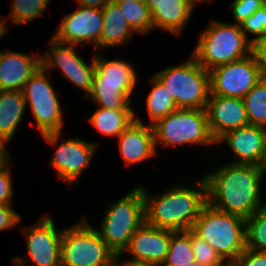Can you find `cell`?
I'll use <instances>...</instances> for the list:
<instances>
[{"mask_svg":"<svg viewBox=\"0 0 266 266\" xmlns=\"http://www.w3.org/2000/svg\"><path fill=\"white\" fill-rule=\"evenodd\" d=\"M264 173V167L253 164L229 163L217 168L204 177L207 202L218 210L250 217L264 206L260 199Z\"/></svg>","mask_w":266,"mask_h":266,"instance_id":"1","label":"cell"},{"mask_svg":"<svg viewBox=\"0 0 266 266\" xmlns=\"http://www.w3.org/2000/svg\"><path fill=\"white\" fill-rule=\"evenodd\" d=\"M195 187L194 190L177 185L156 197L148 196L143 187L145 223L174 232L192 229L207 203L204 177L195 182Z\"/></svg>","mask_w":266,"mask_h":266,"instance_id":"2","label":"cell"},{"mask_svg":"<svg viewBox=\"0 0 266 266\" xmlns=\"http://www.w3.org/2000/svg\"><path fill=\"white\" fill-rule=\"evenodd\" d=\"M191 230L212 246L227 264H232L246 249V219L218 210L208 202Z\"/></svg>","mask_w":266,"mask_h":266,"instance_id":"3","label":"cell"},{"mask_svg":"<svg viewBox=\"0 0 266 266\" xmlns=\"http://www.w3.org/2000/svg\"><path fill=\"white\" fill-rule=\"evenodd\" d=\"M195 47L192 55L207 71L253 53V43L245 36L240 24L217 23L214 20L200 32Z\"/></svg>","mask_w":266,"mask_h":266,"instance_id":"4","label":"cell"},{"mask_svg":"<svg viewBox=\"0 0 266 266\" xmlns=\"http://www.w3.org/2000/svg\"><path fill=\"white\" fill-rule=\"evenodd\" d=\"M95 56V73L91 99L95 106L109 110H132L131 94L136 86L134 68L123 60L107 61L98 53Z\"/></svg>","mask_w":266,"mask_h":266,"instance_id":"5","label":"cell"},{"mask_svg":"<svg viewBox=\"0 0 266 266\" xmlns=\"http://www.w3.org/2000/svg\"><path fill=\"white\" fill-rule=\"evenodd\" d=\"M145 222L143 188L137 187L109 205L96 231L117 256L123 255L134 232Z\"/></svg>","mask_w":266,"mask_h":266,"instance_id":"6","label":"cell"},{"mask_svg":"<svg viewBox=\"0 0 266 266\" xmlns=\"http://www.w3.org/2000/svg\"><path fill=\"white\" fill-rule=\"evenodd\" d=\"M175 100L178 108L205 109L210 94V73L192 55L180 66L167 67L154 75Z\"/></svg>","mask_w":266,"mask_h":266,"instance_id":"7","label":"cell"},{"mask_svg":"<svg viewBox=\"0 0 266 266\" xmlns=\"http://www.w3.org/2000/svg\"><path fill=\"white\" fill-rule=\"evenodd\" d=\"M45 72L41 65L26 82L22 93L26 105H30L42 136L48 143L57 146L64 121L57 94L47 80Z\"/></svg>","mask_w":266,"mask_h":266,"instance_id":"8","label":"cell"},{"mask_svg":"<svg viewBox=\"0 0 266 266\" xmlns=\"http://www.w3.org/2000/svg\"><path fill=\"white\" fill-rule=\"evenodd\" d=\"M85 218L61 236V266H106L117 256Z\"/></svg>","mask_w":266,"mask_h":266,"instance_id":"9","label":"cell"},{"mask_svg":"<svg viewBox=\"0 0 266 266\" xmlns=\"http://www.w3.org/2000/svg\"><path fill=\"white\" fill-rule=\"evenodd\" d=\"M155 149L158 143L164 146L180 144H213L205 109L179 108L151 125Z\"/></svg>","mask_w":266,"mask_h":266,"instance_id":"10","label":"cell"},{"mask_svg":"<svg viewBox=\"0 0 266 266\" xmlns=\"http://www.w3.org/2000/svg\"><path fill=\"white\" fill-rule=\"evenodd\" d=\"M210 93L225 97L243 98L266 76L254 53L217 66L209 71Z\"/></svg>","mask_w":266,"mask_h":266,"instance_id":"11","label":"cell"},{"mask_svg":"<svg viewBox=\"0 0 266 266\" xmlns=\"http://www.w3.org/2000/svg\"><path fill=\"white\" fill-rule=\"evenodd\" d=\"M26 229V230H25ZM29 259L14 257V265H25L29 260L35 266H61V236L63 230L56 231L52 218L42 217L36 225L24 227Z\"/></svg>","mask_w":266,"mask_h":266,"instance_id":"12","label":"cell"},{"mask_svg":"<svg viewBox=\"0 0 266 266\" xmlns=\"http://www.w3.org/2000/svg\"><path fill=\"white\" fill-rule=\"evenodd\" d=\"M49 52L41 55V65L45 70L59 67L64 77L85 92V97L91 93L95 73V56L91 65L85 63L82 57L76 55L75 45L61 43L53 37L49 42Z\"/></svg>","mask_w":266,"mask_h":266,"instance_id":"13","label":"cell"},{"mask_svg":"<svg viewBox=\"0 0 266 266\" xmlns=\"http://www.w3.org/2000/svg\"><path fill=\"white\" fill-rule=\"evenodd\" d=\"M79 6V9L64 16L52 37L61 43L77 46L91 42L98 47L104 27L102 9Z\"/></svg>","mask_w":266,"mask_h":266,"instance_id":"14","label":"cell"},{"mask_svg":"<svg viewBox=\"0 0 266 266\" xmlns=\"http://www.w3.org/2000/svg\"><path fill=\"white\" fill-rule=\"evenodd\" d=\"M171 231L150 226L145 222L134 232L124 250L133 257L124 263L162 266L169 251Z\"/></svg>","mask_w":266,"mask_h":266,"instance_id":"15","label":"cell"},{"mask_svg":"<svg viewBox=\"0 0 266 266\" xmlns=\"http://www.w3.org/2000/svg\"><path fill=\"white\" fill-rule=\"evenodd\" d=\"M205 110L209 131L216 142L226 132L249 125L243 98L210 93Z\"/></svg>","mask_w":266,"mask_h":266,"instance_id":"16","label":"cell"},{"mask_svg":"<svg viewBox=\"0 0 266 266\" xmlns=\"http://www.w3.org/2000/svg\"><path fill=\"white\" fill-rule=\"evenodd\" d=\"M225 141L236 156L232 163L253 164L264 167L266 164V130L257 125H246L226 132L216 143Z\"/></svg>","mask_w":266,"mask_h":266,"instance_id":"17","label":"cell"},{"mask_svg":"<svg viewBox=\"0 0 266 266\" xmlns=\"http://www.w3.org/2000/svg\"><path fill=\"white\" fill-rule=\"evenodd\" d=\"M96 149V144L81 139L62 140L50 165L64 181L72 185L86 167L90 166Z\"/></svg>","mask_w":266,"mask_h":266,"instance_id":"18","label":"cell"},{"mask_svg":"<svg viewBox=\"0 0 266 266\" xmlns=\"http://www.w3.org/2000/svg\"><path fill=\"white\" fill-rule=\"evenodd\" d=\"M118 138L120 153L126 165L150 159L157 152L152 126L143 124L138 117Z\"/></svg>","mask_w":266,"mask_h":266,"instance_id":"19","label":"cell"},{"mask_svg":"<svg viewBox=\"0 0 266 266\" xmlns=\"http://www.w3.org/2000/svg\"><path fill=\"white\" fill-rule=\"evenodd\" d=\"M34 55V56H33ZM4 51L0 64V90L21 91L41 66V55Z\"/></svg>","mask_w":266,"mask_h":266,"instance_id":"20","label":"cell"},{"mask_svg":"<svg viewBox=\"0 0 266 266\" xmlns=\"http://www.w3.org/2000/svg\"><path fill=\"white\" fill-rule=\"evenodd\" d=\"M152 18L153 28L180 36L193 9L184 0H145Z\"/></svg>","mask_w":266,"mask_h":266,"instance_id":"21","label":"cell"},{"mask_svg":"<svg viewBox=\"0 0 266 266\" xmlns=\"http://www.w3.org/2000/svg\"><path fill=\"white\" fill-rule=\"evenodd\" d=\"M26 107L21 91L0 90V140L6 145L17 132Z\"/></svg>","mask_w":266,"mask_h":266,"instance_id":"22","label":"cell"},{"mask_svg":"<svg viewBox=\"0 0 266 266\" xmlns=\"http://www.w3.org/2000/svg\"><path fill=\"white\" fill-rule=\"evenodd\" d=\"M102 15L104 27L98 43L99 48L122 45L129 40L132 32H135L115 1L111 0L102 8Z\"/></svg>","mask_w":266,"mask_h":266,"instance_id":"23","label":"cell"},{"mask_svg":"<svg viewBox=\"0 0 266 266\" xmlns=\"http://www.w3.org/2000/svg\"><path fill=\"white\" fill-rule=\"evenodd\" d=\"M89 121L101 134L118 137L135 121V114L133 110L99 108Z\"/></svg>","mask_w":266,"mask_h":266,"instance_id":"24","label":"cell"},{"mask_svg":"<svg viewBox=\"0 0 266 266\" xmlns=\"http://www.w3.org/2000/svg\"><path fill=\"white\" fill-rule=\"evenodd\" d=\"M153 89L147 97V110L151 120L150 125L157 120L169 115L171 112L179 109L171 94L161 84V82L153 76L150 79Z\"/></svg>","mask_w":266,"mask_h":266,"instance_id":"25","label":"cell"},{"mask_svg":"<svg viewBox=\"0 0 266 266\" xmlns=\"http://www.w3.org/2000/svg\"><path fill=\"white\" fill-rule=\"evenodd\" d=\"M243 101L249 124L266 127V76L243 97Z\"/></svg>","mask_w":266,"mask_h":266,"instance_id":"26","label":"cell"},{"mask_svg":"<svg viewBox=\"0 0 266 266\" xmlns=\"http://www.w3.org/2000/svg\"><path fill=\"white\" fill-rule=\"evenodd\" d=\"M194 261L191 229L187 231H171L169 251L162 266L189 264Z\"/></svg>","mask_w":266,"mask_h":266,"instance_id":"27","label":"cell"},{"mask_svg":"<svg viewBox=\"0 0 266 266\" xmlns=\"http://www.w3.org/2000/svg\"><path fill=\"white\" fill-rule=\"evenodd\" d=\"M116 3L135 33L146 34L153 29L151 13L145 1Z\"/></svg>","mask_w":266,"mask_h":266,"instance_id":"28","label":"cell"},{"mask_svg":"<svg viewBox=\"0 0 266 266\" xmlns=\"http://www.w3.org/2000/svg\"><path fill=\"white\" fill-rule=\"evenodd\" d=\"M246 248L266 252V203L246 218Z\"/></svg>","mask_w":266,"mask_h":266,"instance_id":"29","label":"cell"},{"mask_svg":"<svg viewBox=\"0 0 266 266\" xmlns=\"http://www.w3.org/2000/svg\"><path fill=\"white\" fill-rule=\"evenodd\" d=\"M49 2V0H13L10 22H13V25L29 23L44 13Z\"/></svg>","mask_w":266,"mask_h":266,"instance_id":"30","label":"cell"},{"mask_svg":"<svg viewBox=\"0 0 266 266\" xmlns=\"http://www.w3.org/2000/svg\"><path fill=\"white\" fill-rule=\"evenodd\" d=\"M191 245L195 261L201 266H226L227 263L221 258L205 240L201 239L191 230Z\"/></svg>","mask_w":266,"mask_h":266,"instance_id":"31","label":"cell"},{"mask_svg":"<svg viewBox=\"0 0 266 266\" xmlns=\"http://www.w3.org/2000/svg\"><path fill=\"white\" fill-rule=\"evenodd\" d=\"M241 30L248 38L247 33L250 35H256L251 42L254 43L261 37L266 35V6H263L260 9H257L251 16L246 18L240 24Z\"/></svg>","mask_w":266,"mask_h":266,"instance_id":"32","label":"cell"},{"mask_svg":"<svg viewBox=\"0 0 266 266\" xmlns=\"http://www.w3.org/2000/svg\"><path fill=\"white\" fill-rule=\"evenodd\" d=\"M232 7V16L237 24H241L246 18L251 16L257 9L264 6L263 0H234Z\"/></svg>","mask_w":266,"mask_h":266,"instance_id":"33","label":"cell"},{"mask_svg":"<svg viewBox=\"0 0 266 266\" xmlns=\"http://www.w3.org/2000/svg\"><path fill=\"white\" fill-rule=\"evenodd\" d=\"M10 159L0 167V205H10L13 196L12 176L7 166Z\"/></svg>","mask_w":266,"mask_h":266,"instance_id":"34","label":"cell"},{"mask_svg":"<svg viewBox=\"0 0 266 266\" xmlns=\"http://www.w3.org/2000/svg\"><path fill=\"white\" fill-rule=\"evenodd\" d=\"M233 266H266V252L246 248L232 263Z\"/></svg>","mask_w":266,"mask_h":266,"instance_id":"35","label":"cell"},{"mask_svg":"<svg viewBox=\"0 0 266 266\" xmlns=\"http://www.w3.org/2000/svg\"><path fill=\"white\" fill-rule=\"evenodd\" d=\"M21 220L11 205H0V231L14 227Z\"/></svg>","mask_w":266,"mask_h":266,"instance_id":"36","label":"cell"},{"mask_svg":"<svg viewBox=\"0 0 266 266\" xmlns=\"http://www.w3.org/2000/svg\"><path fill=\"white\" fill-rule=\"evenodd\" d=\"M253 53L266 74V35L253 43Z\"/></svg>","mask_w":266,"mask_h":266,"instance_id":"37","label":"cell"},{"mask_svg":"<svg viewBox=\"0 0 266 266\" xmlns=\"http://www.w3.org/2000/svg\"><path fill=\"white\" fill-rule=\"evenodd\" d=\"M79 5L96 9L104 8L111 0H76Z\"/></svg>","mask_w":266,"mask_h":266,"instance_id":"38","label":"cell"},{"mask_svg":"<svg viewBox=\"0 0 266 266\" xmlns=\"http://www.w3.org/2000/svg\"><path fill=\"white\" fill-rule=\"evenodd\" d=\"M5 145L6 144L0 140V167L10 159V155L7 153V148H5Z\"/></svg>","mask_w":266,"mask_h":266,"instance_id":"39","label":"cell"},{"mask_svg":"<svg viewBox=\"0 0 266 266\" xmlns=\"http://www.w3.org/2000/svg\"><path fill=\"white\" fill-rule=\"evenodd\" d=\"M3 16L0 17V38L7 32V26H5V21L2 19Z\"/></svg>","mask_w":266,"mask_h":266,"instance_id":"40","label":"cell"},{"mask_svg":"<svg viewBox=\"0 0 266 266\" xmlns=\"http://www.w3.org/2000/svg\"><path fill=\"white\" fill-rule=\"evenodd\" d=\"M192 9H193V7H195L194 5H195V2H203V1H205V0H184Z\"/></svg>","mask_w":266,"mask_h":266,"instance_id":"41","label":"cell"},{"mask_svg":"<svg viewBox=\"0 0 266 266\" xmlns=\"http://www.w3.org/2000/svg\"><path fill=\"white\" fill-rule=\"evenodd\" d=\"M174 266H201V265L197 261H194L189 264L174 265Z\"/></svg>","mask_w":266,"mask_h":266,"instance_id":"42","label":"cell"},{"mask_svg":"<svg viewBox=\"0 0 266 266\" xmlns=\"http://www.w3.org/2000/svg\"><path fill=\"white\" fill-rule=\"evenodd\" d=\"M118 257H116L110 264L106 265V266H121L120 264H118Z\"/></svg>","mask_w":266,"mask_h":266,"instance_id":"43","label":"cell"},{"mask_svg":"<svg viewBox=\"0 0 266 266\" xmlns=\"http://www.w3.org/2000/svg\"><path fill=\"white\" fill-rule=\"evenodd\" d=\"M115 2H135V1H145V0H113Z\"/></svg>","mask_w":266,"mask_h":266,"instance_id":"44","label":"cell"},{"mask_svg":"<svg viewBox=\"0 0 266 266\" xmlns=\"http://www.w3.org/2000/svg\"><path fill=\"white\" fill-rule=\"evenodd\" d=\"M121 266H146V265H135V264H129V263H122Z\"/></svg>","mask_w":266,"mask_h":266,"instance_id":"45","label":"cell"},{"mask_svg":"<svg viewBox=\"0 0 266 266\" xmlns=\"http://www.w3.org/2000/svg\"><path fill=\"white\" fill-rule=\"evenodd\" d=\"M2 54H3V52L0 51V64H1V61H2Z\"/></svg>","mask_w":266,"mask_h":266,"instance_id":"46","label":"cell"}]
</instances>
